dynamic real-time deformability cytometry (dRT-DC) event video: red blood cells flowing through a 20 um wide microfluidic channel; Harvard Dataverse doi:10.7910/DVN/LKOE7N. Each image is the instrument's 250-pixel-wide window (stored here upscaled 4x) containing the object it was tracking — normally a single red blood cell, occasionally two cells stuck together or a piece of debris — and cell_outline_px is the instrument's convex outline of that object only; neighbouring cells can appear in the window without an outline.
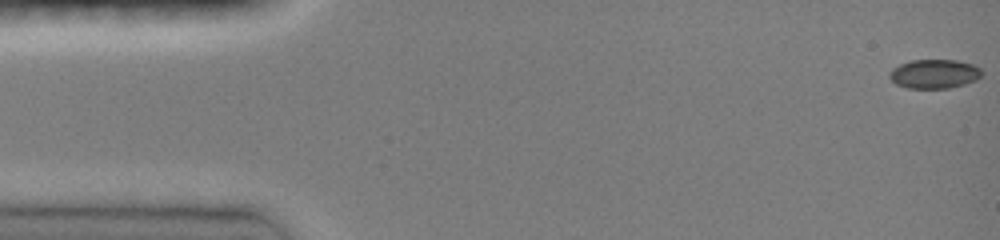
{"species": "common noctule bat (a hibernating species)", "species_latin": "Nyctalus noctula", "temperature_condition": "room temperature", "stored_images_in_passage": 48, "camera_frame_rate_fps": 3000, "um_per_image_px": 0.085, "animal": {"sex": "female", "body_mass_g": 19.0, "forearm_length_mm": 51.5}, "frame": {"image": 1, "passage_image": 1, "time_ms": 0.0, "image_size_px": [1000, 240], "cell_outline_px": [[984, 72], [976, 80], [964, 84], [948, 88], [908, 88], [896, 84], [888, 76], [888, 72], [892, 68], [900, 64], [912, 60], [956, 60], [972, 64], [980, 68]], "centroid_in_image_um": [79.4, 6.27], "position_along_channel_um": 5.6, "area_um2": 15.66}}
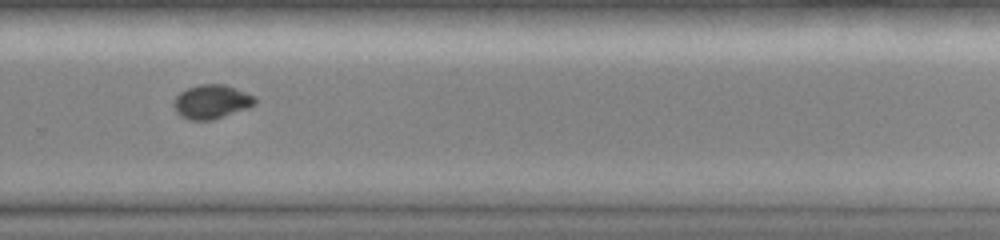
{"frame": {"image": 2, "passage_image": 33, "time_ms": 10.667, "image_size_px": [1000, 240], "cell_outline_px": [[256, 104], [248, 108], [212, 120], [188, 120], [180, 116], [176, 112], [172, 104], [176, 96], [180, 92], [188, 88], [200, 84], [224, 84], [236, 88], [256, 96]], "centroid_in_image_um": [17.98, 8.65], "position_along_channel_um": 311.8, "area_um2": 16.24}}
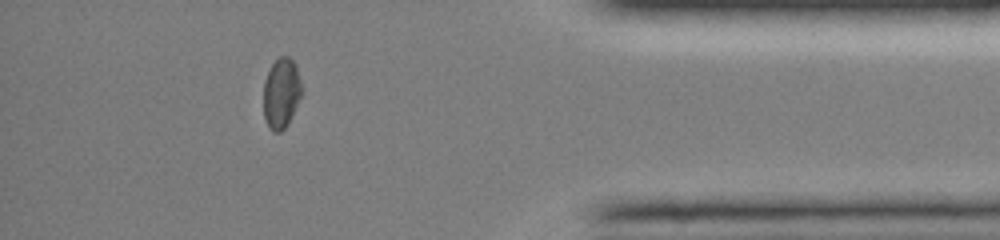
{"frame": {"image": 3, "passage_image": 42, "time_ms": 13.667, "image_size_px": [1000, 240], "cell_outline_px": [[300, 96], [284, 128], [280, 132], [272, 132], [268, 128], [264, 120], [264, 80], [272, 64], [280, 56], [288, 56], [296, 64], [300, 80]], "centroid_in_image_um": [23.87, 7.91], "position_along_channel_um": 411.3, "area_um2": 15.26}, "authors_computed_cell_mechanics": {"area_um2": 16.0973, "velocity_mm_per_s": 4.0702, "shape_relaxation_time_tau1_ms": 6.5502, "shape_relaxation_time_tau2_ms": 1.8545, "deformation_change_tau1": 0.1431, "deformation_change_tau2": 0.0289}}